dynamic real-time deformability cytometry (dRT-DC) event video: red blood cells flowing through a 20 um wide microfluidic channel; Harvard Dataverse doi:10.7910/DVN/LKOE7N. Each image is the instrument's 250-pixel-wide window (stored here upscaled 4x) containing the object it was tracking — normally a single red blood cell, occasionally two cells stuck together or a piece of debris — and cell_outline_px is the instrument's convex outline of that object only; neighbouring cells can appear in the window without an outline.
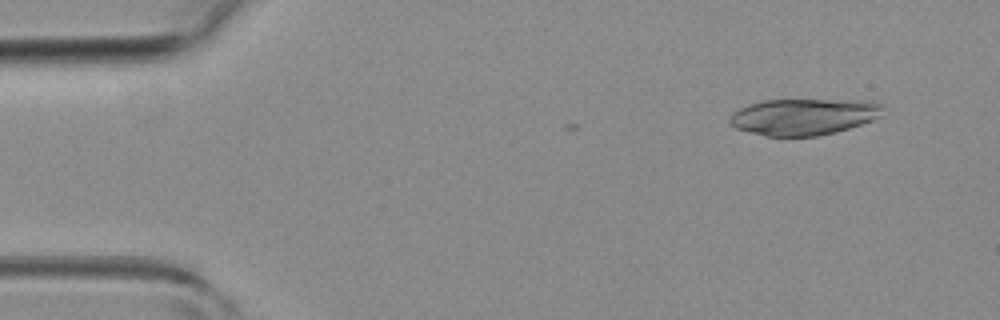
{"species": "common noctule bat (a hibernating species)", "species_latin": "Nyctalus noctula", "temperature_condition": "room temperature", "stored_images_in_passage": 3, "camera_frame_rate_fps": 3000, "um_per_image_px": 0.085, "animal": {"sex": "female", "body_mass_g": 19.3, "forearm_length_mm": 54.1}, "frame": {"image": 1, "passage_image": 1, "time_ms": 0.0, "image_size_px": [1000, 320], "cell_outline_px": [[888, 108], [884, 116], [836, 132], [820, 136], [764, 136], [748, 132], [736, 128], [728, 124], [728, 120], [732, 112], [748, 104], [764, 100], [872, 100], [884, 104]], "centroid_in_image_um": [68.37, 9.91], "position_along_channel_um": 16.6, "area_um2": 33.23}}